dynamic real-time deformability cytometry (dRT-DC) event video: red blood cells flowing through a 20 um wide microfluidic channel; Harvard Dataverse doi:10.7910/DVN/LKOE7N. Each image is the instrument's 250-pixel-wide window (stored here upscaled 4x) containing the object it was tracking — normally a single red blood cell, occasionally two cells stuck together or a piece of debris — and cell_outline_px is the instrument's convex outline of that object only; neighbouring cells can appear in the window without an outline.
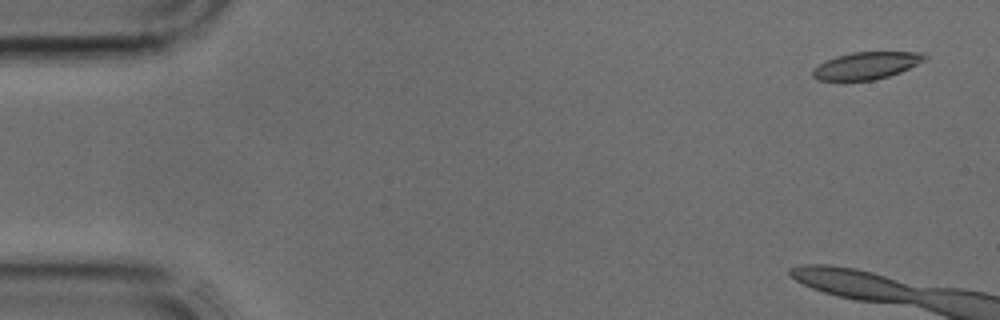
{"species": "common noctule bat (a hibernating species)", "species_latin": "Nyctalus noctula", "temperature_condition": "cold", "stored_images_in_passage": 5, "camera_frame_rate_fps": 3000, "um_per_image_px": 0.085, "animal": {"sex": "male", "body_mass_g": 17.9, "forearm_length_mm": 54.2}, "frame": {"image": 1, "passage_image": 1, "time_ms": 0.0, "image_size_px": [1000, 320], "cell_outline_px": [[928, 60], [900, 72], [876, 80], [816, 80], [812, 76], [812, 68], [836, 56], [852, 52], [924, 52], [928, 56]], "centroid_in_image_um": [73.69, 5.57], "position_along_channel_um": 11.3, "area_um2": 17.86}}
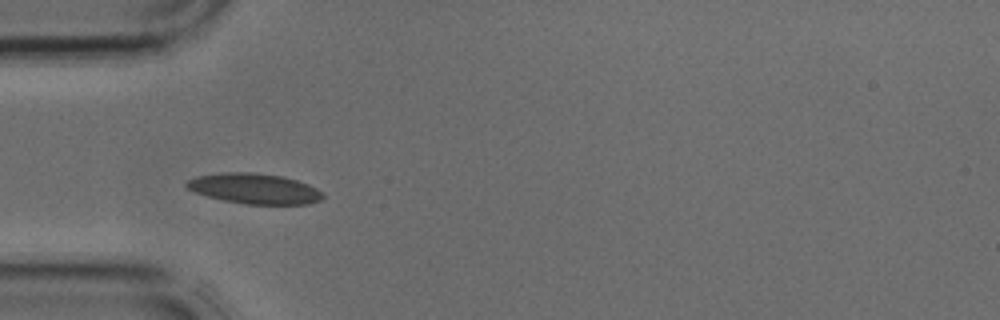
{"frame": {"image": 2, "passage_image": 4, "time_ms": 1.0, "image_size_px": [1000, 320], "cell_outline_px": [[324, 196], [320, 200], [308, 204], [244, 204], [224, 200], [208, 196], [196, 192], [188, 188], [184, 184], [188, 180], [196, 176], [224, 172], [252, 172], [284, 176], [308, 184], [316, 188]], "centroid_in_image_um": [21.62, 16.02], "position_along_channel_um": 63.4, "area_um2": 23.99}}